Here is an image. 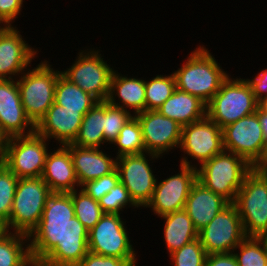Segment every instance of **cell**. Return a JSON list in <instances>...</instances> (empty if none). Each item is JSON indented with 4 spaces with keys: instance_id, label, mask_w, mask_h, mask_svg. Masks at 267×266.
Returning a JSON list of instances; mask_svg holds the SVG:
<instances>
[{
    "instance_id": "obj_1",
    "label": "cell",
    "mask_w": 267,
    "mask_h": 266,
    "mask_svg": "<svg viewBox=\"0 0 267 266\" xmlns=\"http://www.w3.org/2000/svg\"><path fill=\"white\" fill-rule=\"evenodd\" d=\"M88 232L75 216L70 193L53 192L28 236L31 257L50 266H77L89 251Z\"/></svg>"
},
{
    "instance_id": "obj_2",
    "label": "cell",
    "mask_w": 267,
    "mask_h": 266,
    "mask_svg": "<svg viewBox=\"0 0 267 266\" xmlns=\"http://www.w3.org/2000/svg\"><path fill=\"white\" fill-rule=\"evenodd\" d=\"M173 74L177 89L199 97L206 104L230 75L204 45L196 47Z\"/></svg>"
},
{
    "instance_id": "obj_3",
    "label": "cell",
    "mask_w": 267,
    "mask_h": 266,
    "mask_svg": "<svg viewBox=\"0 0 267 266\" xmlns=\"http://www.w3.org/2000/svg\"><path fill=\"white\" fill-rule=\"evenodd\" d=\"M253 168L244 158L224 150L196 168L197 181L233 203Z\"/></svg>"
},
{
    "instance_id": "obj_4",
    "label": "cell",
    "mask_w": 267,
    "mask_h": 266,
    "mask_svg": "<svg viewBox=\"0 0 267 266\" xmlns=\"http://www.w3.org/2000/svg\"><path fill=\"white\" fill-rule=\"evenodd\" d=\"M52 66L49 61L41 60L33 69L28 67L17 79L25 113L35 126L54 103L57 79L62 73Z\"/></svg>"
},
{
    "instance_id": "obj_5",
    "label": "cell",
    "mask_w": 267,
    "mask_h": 266,
    "mask_svg": "<svg viewBox=\"0 0 267 266\" xmlns=\"http://www.w3.org/2000/svg\"><path fill=\"white\" fill-rule=\"evenodd\" d=\"M53 192L41 177L20 178L6 231L30 235L38 226L49 196Z\"/></svg>"
},
{
    "instance_id": "obj_6",
    "label": "cell",
    "mask_w": 267,
    "mask_h": 266,
    "mask_svg": "<svg viewBox=\"0 0 267 266\" xmlns=\"http://www.w3.org/2000/svg\"><path fill=\"white\" fill-rule=\"evenodd\" d=\"M256 100L246 79L229 77L206 104V116L221 129L257 111Z\"/></svg>"
},
{
    "instance_id": "obj_7",
    "label": "cell",
    "mask_w": 267,
    "mask_h": 266,
    "mask_svg": "<svg viewBox=\"0 0 267 266\" xmlns=\"http://www.w3.org/2000/svg\"><path fill=\"white\" fill-rule=\"evenodd\" d=\"M233 204L247 237L267 234V179L256 167L246 175Z\"/></svg>"
},
{
    "instance_id": "obj_8",
    "label": "cell",
    "mask_w": 267,
    "mask_h": 266,
    "mask_svg": "<svg viewBox=\"0 0 267 266\" xmlns=\"http://www.w3.org/2000/svg\"><path fill=\"white\" fill-rule=\"evenodd\" d=\"M100 49L81 50L72 65L62 70V75L98 101H107L113 72Z\"/></svg>"
},
{
    "instance_id": "obj_9",
    "label": "cell",
    "mask_w": 267,
    "mask_h": 266,
    "mask_svg": "<svg viewBox=\"0 0 267 266\" xmlns=\"http://www.w3.org/2000/svg\"><path fill=\"white\" fill-rule=\"evenodd\" d=\"M49 141L36 131L29 135L11 137L2 162L19 179L41 177Z\"/></svg>"
},
{
    "instance_id": "obj_10",
    "label": "cell",
    "mask_w": 267,
    "mask_h": 266,
    "mask_svg": "<svg viewBox=\"0 0 267 266\" xmlns=\"http://www.w3.org/2000/svg\"><path fill=\"white\" fill-rule=\"evenodd\" d=\"M179 150L183 151L180 164L189 167L201 166L204 162L224 151L222 129L207 116L200 121L182 126ZM190 156V157H188ZM192 160H197L196 165Z\"/></svg>"
},
{
    "instance_id": "obj_11",
    "label": "cell",
    "mask_w": 267,
    "mask_h": 266,
    "mask_svg": "<svg viewBox=\"0 0 267 266\" xmlns=\"http://www.w3.org/2000/svg\"><path fill=\"white\" fill-rule=\"evenodd\" d=\"M224 150L244 158L251 166L264 162L267 145L257 111L222 128Z\"/></svg>"
},
{
    "instance_id": "obj_12",
    "label": "cell",
    "mask_w": 267,
    "mask_h": 266,
    "mask_svg": "<svg viewBox=\"0 0 267 266\" xmlns=\"http://www.w3.org/2000/svg\"><path fill=\"white\" fill-rule=\"evenodd\" d=\"M158 158L162 157L147 152L117 157L116 169L120 176V182L139 208H145L154 192L157 176L154 175L150 164Z\"/></svg>"
},
{
    "instance_id": "obj_13",
    "label": "cell",
    "mask_w": 267,
    "mask_h": 266,
    "mask_svg": "<svg viewBox=\"0 0 267 266\" xmlns=\"http://www.w3.org/2000/svg\"><path fill=\"white\" fill-rule=\"evenodd\" d=\"M125 225L120 214L105 213L88 232V250L109 257L137 258Z\"/></svg>"
},
{
    "instance_id": "obj_14",
    "label": "cell",
    "mask_w": 267,
    "mask_h": 266,
    "mask_svg": "<svg viewBox=\"0 0 267 266\" xmlns=\"http://www.w3.org/2000/svg\"><path fill=\"white\" fill-rule=\"evenodd\" d=\"M246 237L241 217L233 203L198 231V239L207 254L233 252Z\"/></svg>"
},
{
    "instance_id": "obj_15",
    "label": "cell",
    "mask_w": 267,
    "mask_h": 266,
    "mask_svg": "<svg viewBox=\"0 0 267 266\" xmlns=\"http://www.w3.org/2000/svg\"><path fill=\"white\" fill-rule=\"evenodd\" d=\"M179 173L156 181L150 201L145 206L156 215L163 216L184 209L192 185L197 181V169L179 165Z\"/></svg>"
},
{
    "instance_id": "obj_16",
    "label": "cell",
    "mask_w": 267,
    "mask_h": 266,
    "mask_svg": "<svg viewBox=\"0 0 267 266\" xmlns=\"http://www.w3.org/2000/svg\"><path fill=\"white\" fill-rule=\"evenodd\" d=\"M135 117L142 129L145 152L163 157L172 149L179 148L182 126L178 122L163 116L158 110H146Z\"/></svg>"
},
{
    "instance_id": "obj_17",
    "label": "cell",
    "mask_w": 267,
    "mask_h": 266,
    "mask_svg": "<svg viewBox=\"0 0 267 266\" xmlns=\"http://www.w3.org/2000/svg\"><path fill=\"white\" fill-rule=\"evenodd\" d=\"M16 26L0 28V79H18L38 54V49L31 47Z\"/></svg>"
},
{
    "instance_id": "obj_18",
    "label": "cell",
    "mask_w": 267,
    "mask_h": 266,
    "mask_svg": "<svg viewBox=\"0 0 267 266\" xmlns=\"http://www.w3.org/2000/svg\"><path fill=\"white\" fill-rule=\"evenodd\" d=\"M0 124L10 137L35 132L22 105L17 79H0Z\"/></svg>"
},
{
    "instance_id": "obj_19",
    "label": "cell",
    "mask_w": 267,
    "mask_h": 266,
    "mask_svg": "<svg viewBox=\"0 0 267 266\" xmlns=\"http://www.w3.org/2000/svg\"><path fill=\"white\" fill-rule=\"evenodd\" d=\"M88 111L67 110L53 103L35 126V131L48 141L55 139L59 145L72 144L78 135L83 116Z\"/></svg>"
},
{
    "instance_id": "obj_20",
    "label": "cell",
    "mask_w": 267,
    "mask_h": 266,
    "mask_svg": "<svg viewBox=\"0 0 267 266\" xmlns=\"http://www.w3.org/2000/svg\"><path fill=\"white\" fill-rule=\"evenodd\" d=\"M70 150L74 171L81 187L87 181L108 175L116 169L117 157L106 154L104 149L65 145Z\"/></svg>"
},
{
    "instance_id": "obj_21",
    "label": "cell",
    "mask_w": 267,
    "mask_h": 266,
    "mask_svg": "<svg viewBox=\"0 0 267 266\" xmlns=\"http://www.w3.org/2000/svg\"><path fill=\"white\" fill-rule=\"evenodd\" d=\"M58 146L47 154L41 178L52 192L69 193L81 187L75 175L70 150L66 146Z\"/></svg>"
},
{
    "instance_id": "obj_22",
    "label": "cell",
    "mask_w": 267,
    "mask_h": 266,
    "mask_svg": "<svg viewBox=\"0 0 267 266\" xmlns=\"http://www.w3.org/2000/svg\"><path fill=\"white\" fill-rule=\"evenodd\" d=\"M229 204L230 202L223 196L212 192L196 181L190 189L184 210L195 228L200 231Z\"/></svg>"
},
{
    "instance_id": "obj_23",
    "label": "cell",
    "mask_w": 267,
    "mask_h": 266,
    "mask_svg": "<svg viewBox=\"0 0 267 266\" xmlns=\"http://www.w3.org/2000/svg\"><path fill=\"white\" fill-rule=\"evenodd\" d=\"M107 101L133 113V116L146 111L145 79L128 77L115 70Z\"/></svg>"
},
{
    "instance_id": "obj_24",
    "label": "cell",
    "mask_w": 267,
    "mask_h": 266,
    "mask_svg": "<svg viewBox=\"0 0 267 266\" xmlns=\"http://www.w3.org/2000/svg\"><path fill=\"white\" fill-rule=\"evenodd\" d=\"M157 110L181 126L200 121L206 117V103L199 97L177 88Z\"/></svg>"
},
{
    "instance_id": "obj_25",
    "label": "cell",
    "mask_w": 267,
    "mask_h": 266,
    "mask_svg": "<svg viewBox=\"0 0 267 266\" xmlns=\"http://www.w3.org/2000/svg\"><path fill=\"white\" fill-rule=\"evenodd\" d=\"M160 218L165 220L163 238L169 254L198 238V230L184 209Z\"/></svg>"
},
{
    "instance_id": "obj_26",
    "label": "cell",
    "mask_w": 267,
    "mask_h": 266,
    "mask_svg": "<svg viewBox=\"0 0 267 266\" xmlns=\"http://www.w3.org/2000/svg\"><path fill=\"white\" fill-rule=\"evenodd\" d=\"M104 101L97 102L84 116L78 135L72 145L100 148L104 139Z\"/></svg>"
},
{
    "instance_id": "obj_27",
    "label": "cell",
    "mask_w": 267,
    "mask_h": 266,
    "mask_svg": "<svg viewBox=\"0 0 267 266\" xmlns=\"http://www.w3.org/2000/svg\"><path fill=\"white\" fill-rule=\"evenodd\" d=\"M31 259L28 235L6 230L0 234V266H26Z\"/></svg>"
},
{
    "instance_id": "obj_28",
    "label": "cell",
    "mask_w": 267,
    "mask_h": 266,
    "mask_svg": "<svg viewBox=\"0 0 267 266\" xmlns=\"http://www.w3.org/2000/svg\"><path fill=\"white\" fill-rule=\"evenodd\" d=\"M97 102L95 97L71 83L62 74L57 79L54 103L67 110H90Z\"/></svg>"
},
{
    "instance_id": "obj_29",
    "label": "cell",
    "mask_w": 267,
    "mask_h": 266,
    "mask_svg": "<svg viewBox=\"0 0 267 266\" xmlns=\"http://www.w3.org/2000/svg\"><path fill=\"white\" fill-rule=\"evenodd\" d=\"M176 89V80L173 72L169 75H156L146 81L145 99L146 110H157Z\"/></svg>"
},
{
    "instance_id": "obj_30",
    "label": "cell",
    "mask_w": 267,
    "mask_h": 266,
    "mask_svg": "<svg viewBox=\"0 0 267 266\" xmlns=\"http://www.w3.org/2000/svg\"><path fill=\"white\" fill-rule=\"evenodd\" d=\"M69 193L72 198L76 218L90 231L105 214L99 202L90 197L81 188Z\"/></svg>"
},
{
    "instance_id": "obj_31",
    "label": "cell",
    "mask_w": 267,
    "mask_h": 266,
    "mask_svg": "<svg viewBox=\"0 0 267 266\" xmlns=\"http://www.w3.org/2000/svg\"><path fill=\"white\" fill-rule=\"evenodd\" d=\"M113 144L118 148L116 157L145 153L142 129L135 116L123 126Z\"/></svg>"
},
{
    "instance_id": "obj_32",
    "label": "cell",
    "mask_w": 267,
    "mask_h": 266,
    "mask_svg": "<svg viewBox=\"0 0 267 266\" xmlns=\"http://www.w3.org/2000/svg\"><path fill=\"white\" fill-rule=\"evenodd\" d=\"M233 255L239 266H267L266 251L259 237H246L233 250Z\"/></svg>"
},
{
    "instance_id": "obj_33",
    "label": "cell",
    "mask_w": 267,
    "mask_h": 266,
    "mask_svg": "<svg viewBox=\"0 0 267 266\" xmlns=\"http://www.w3.org/2000/svg\"><path fill=\"white\" fill-rule=\"evenodd\" d=\"M19 178L0 162V223L5 227L10 219Z\"/></svg>"
},
{
    "instance_id": "obj_34",
    "label": "cell",
    "mask_w": 267,
    "mask_h": 266,
    "mask_svg": "<svg viewBox=\"0 0 267 266\" xmlns=\"http://www.w3.org/2000/svg\"><path fill=\"white\" fill-rule=\"evenodd\" d=\"M133 117V114L121 107L114 106L108 101H104V139L108 144H112L117 139L120 130Z\"/></svg>"
},
{
    "instance_id": "obj_35",
    "label": "cell",
    "mask_w": 267,
    "mask_h": 266,
    "mask_svg": "<svg viewBox=\"0 0 267 266\" xmlns=\"http://www.w3.org/2000/svg\"><path fill=\"white\" fill-rule=\"evenodd\" d=\"M168 255L173 266H205L208 254L197 238Z\"/></svg>"
},
{
    "instance_id": "obj_36",
    "label": "cell",
    "mask_w": 267,
    "mask_h": 266,
    "mask_svg": "<svg viewBox=\"0 0 267 266\" xmlns=\"http://www.w3.org/2000/svg\"><path fill=\"white\" fill-rule=\"evenodd\" d=\"M98 202L103 212L110 214H122L127 206L139 208L133 202L128 190L120 181L107 194L100 198Z\"/></svg>"
},
{
    "instance_id": "obj_37",
    "label": "cell",
    "mask_w": 267,
    "mask_h": 266,
    "mask_svg": "<svg viewBox=\"0 0 267 266\" xmlns=\"http://www.w3.org/2000/svg\"><path fill=\"white\" fill-rule=\"evenodd\" d=\"M120 181L118 170L115 169L108 175L102 176L98 179L87 181L81 186L90 197L94 200H99L107 194Z\"/></svg>"
},
{
    "instance_id": "obj_38",
    "label": "cell",
    "mask_w": 267,
    "mask_h": 266,
    "mask_svg": "<svg viewBox=\"0 0 267 266\" xmlns=\"http://www.w3.org/2000/svg\"><path fill=\"white\" fill-rule=\"evenodd\" d=\"M137 261V258H116L88 251L77 266H136Z\"/></svg>"
},
{
    "instance_id": "obj_39",
    "label": "cell",
    "mask_w": 267,
    "mask_h": 266,
    "mask_svg": "<svg viewBox=\"0 0 267 266\" xmlns=\"http://www.w3.org/2000/svg\"><path fill=\"white\" fill-rule=\"evenodd\" d=\"M24 0H0V25L12 26L21 14Z\"/></svg>"
},
{
    "instance_id": "obj_40",
    "label": "cell",
    "mask_w": 267,
    "mask_h": 266,
    "mask_svg": "<svg viewBox=\"0 0 267 266\" xmlns=\"http://www.w3.org/2000/svg\"><path fill=\"white\" fill-rule=\"evenodd\" d=\"M246 81L250 85L257 101L267 96V67L257 73L255 77L247 78Z\"/></svg>"
},
{
    "instance_id": "obj_41",
    "label": "cell",
    "mask_w": 267,
    "mask_h": 266,
    "mask_svg": "<svg viewBox=\"0 0 267 266\" xmlns=\"http://www.w3.org/2000/svg\"><path fill=\"white\" fill-rule=\"evenodd\" d=\"M205 266H239L233 252L208 254Z\"/></svg>"
},
{
    "instance_id": "obj_42",
    "label": "cell",
    "mask_w": 267,
    "mask_h": 266,
    "mask_svg": "<svg viewBox=\"0 0 267 266\" xmlns=\"http://www.w3.org/2000/svg\"><path fill=\"white\" fill-rule=\"evenodd\" d=\"M11 137L0 124V162L5 156Z\"/></svg>"
},
{
    "instance_id": "obj_43",
    "label": "cell",
    "mask_w": 267,
    "mask_h": 266,
    "mask_svg": "<svg viewBox=\"0 0 267 266\" xmlns=\"http://www.w3.org/2000/svg\"><path fill=\"white\" fill-rule=\"evenodd\" d=\"M257 115H258V118L260 120V124L262 127L265 144L267 145V115L262 114L258 109H257Z\"/></svg>"
},
{
    "instance_id": "obj_44",
    "label": "cell",
    "mask_w": 267,
    "mask_h": 266,
    "mask_svg": "<svg viewBox=\"0 0 267 266\" xmlns=\"http://www.w3.org/2000/svg\"><path fill=\"white\" fill-rule=\"evenodd\" d=\"M257 109L262 113L267 115V96L258 100Z\"/></svg>"
},
{
    "instance_id": "obj_45",
    "label": "cell",
    "mask_w": 267,
    "mask_h": 266,
    "mask_svg": "<svg viewBox=\"0 0 267 266\" xmlns=\"http://www.w3.org/2000/svg\"><path fill=\"white\" fill-rule=\"evenodd\" d=\"M26 266H50V265L41 260L31 259V261Z\"/></svg>"
},
{
    "instance_id": "obj_46",
    "label": "cell",
    "mask_w": 267,
    "mask_h": 266,
    "mask_svg": "<svg viewBox=\"0 0 267 266\" xmlns=\"http://www.w3.org/2000/svg\"><path fill=\"white\" fill-rule=\"evenodd\" d=\"M267 179V162H263L256 167Z\"/></svg>"
},
{
    "instance_id": "obj_47",
    "label": "cell",
    "mask_w": 267,
    "mask_h": 266,
    "mask_svg": "<svg viewBox=\"0 0 267 266\" xmlns=\"http://www.w3.org/2000/svg\"><path fill=\"white\" fill-rule=\"evenodd\" d=\"M259 238L262 240L267 255V234L261 235Z\"/></svg>"
},
{
    "instance_id": "obj_48",
    "label": "cell",
    "mask_w": 267,
    "mask_h": 266,
    "mask_svg": "<svg viewBox=\"0 0 267 266\" xmlns=\"http://www.w3.org/2000/svg\"><path fill=\"white\" fill-rule=\"evenodd\" d=\"M4 231H5L4 226L0 223V234H1L2 232H4Z\"/></svg>"
},
{
    "instance_id": "obj_49",
    "label": "cell",
    "mask_w": 267,
    "mask_h": 266,
    "mask_svg": "<svg viewBox=\"0 0 267 266\" xmlns=\"http://www.w3.org/2000/svg\"><path fill=\"white\" fill-rule=\"evenodd\" d=\"M264 162H267V147H266V151H265V154H264Z\"/></svg>"
}]
</instances>
